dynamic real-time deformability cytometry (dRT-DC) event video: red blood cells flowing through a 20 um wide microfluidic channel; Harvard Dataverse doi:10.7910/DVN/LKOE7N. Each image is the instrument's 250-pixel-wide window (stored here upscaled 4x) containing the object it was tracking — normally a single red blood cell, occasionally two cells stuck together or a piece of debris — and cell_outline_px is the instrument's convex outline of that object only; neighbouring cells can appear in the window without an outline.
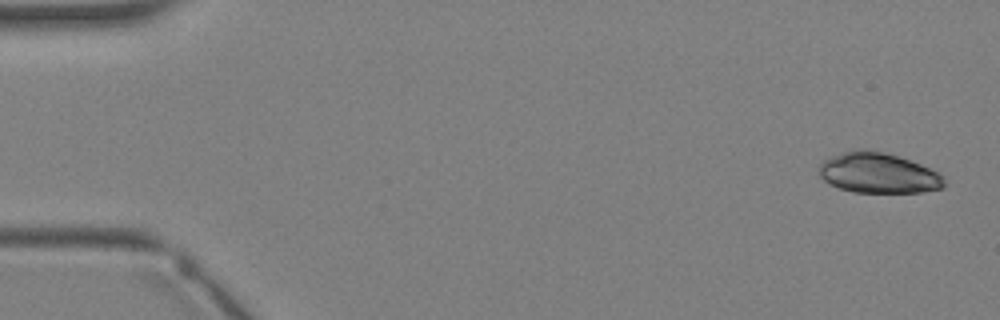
{"species": "Egyptian fruit bat (a non-hibernating species)", "species_latin": "Rousettus aegyptiacus", "temperature_condition": "warm", "stored_images_in_passage": 3, "camera_frame_rate_fps": 3000, "um_per_image_px": 0.085, "animal": {"sex": "female"}, "frame": {"image": 1, "passage_image": 1, "time_ms": 0.0, "image_size_px": [1000, 320], "cell_outline_px": [[944, 188], [924, 192], [852, 192], [840, 188], [824, 180], [820, 176], [820, 164], [824, 160], [832, 156], [856, 148], [868, 148], [900, 156], [920, 164], [936, 172], [944, 180]], "centroid_in_image_um": [74.65, 14.69], "position_along_channel_um": 10.4, "area_um2": 29.36}}
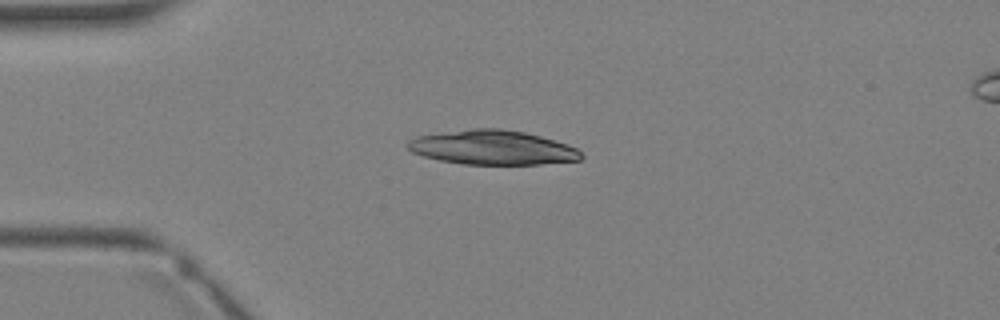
{"frame": {"image": 2, "passage_image": 3, "time_ms": 2.333, "image_size_px": [1000, 320], "cell_outline_px": [[584, 156], [580, 160], [540, 164], [464, 164], [440, 160], [424, 156], [412, 152], [408, 148], [408, 140], [416, 136], [472, 128], [500, 128], [524, 132], [540, 136], [568, 144], [576, 148]], "centroid_in_image_um": [41.87, 12.53], "position_along_channel_um": 43.1, "area_um2": 34.62}}